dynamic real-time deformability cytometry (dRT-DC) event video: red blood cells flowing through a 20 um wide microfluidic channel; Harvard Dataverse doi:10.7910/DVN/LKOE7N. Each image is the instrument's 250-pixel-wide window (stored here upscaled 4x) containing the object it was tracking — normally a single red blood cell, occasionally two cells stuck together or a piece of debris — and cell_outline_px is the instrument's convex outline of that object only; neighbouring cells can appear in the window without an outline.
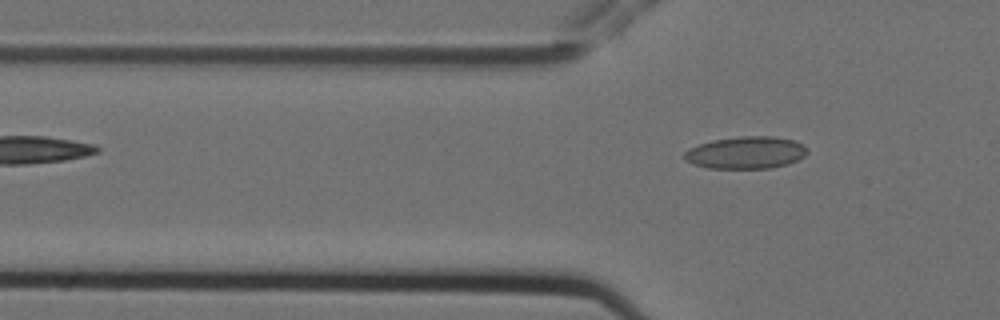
{"species": "Egyptian fruit bat (a non-hibernating species)", "species_latin": "Rousettus aegyptiacus", "temperature_condition": "cold", "stored_images_in_passage": 4, "camera_frame_rate_fps": 3000, "um_per_image_px": 0.085, "animal": {"sex": "female"}, "frame": {"image": 1, "passage_image": 4, "time_ms": 1.0, "image_size_px": [1000, 320], "cell_outline_px": [[808, 152], [804, 156], [788, 164], [768, 168], [708, 168], [692, 164], [684, 160], [684, 152], [688, 148], [712, 140], [740, 136], [772, 136], [792, 140], [808, 148]], "centroid_in_image_um": [63.37, 12.97], "position_along_channel_um": 62.4, "area_um2": 23.06}}